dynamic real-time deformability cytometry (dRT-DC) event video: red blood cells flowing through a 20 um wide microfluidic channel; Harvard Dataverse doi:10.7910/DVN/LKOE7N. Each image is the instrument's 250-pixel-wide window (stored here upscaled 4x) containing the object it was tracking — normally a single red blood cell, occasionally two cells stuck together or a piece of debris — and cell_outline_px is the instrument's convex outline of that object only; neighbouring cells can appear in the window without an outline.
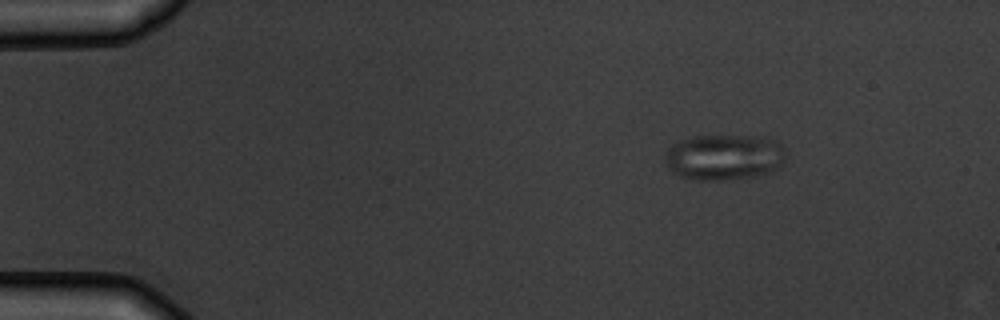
{"species": "common noctule bat (a hibernating species)", "species_latin": "Nyctalus noctula", "temperature_condition": "warm", "stored_images_in_passage": 6, "camera_frame_rate_fps": 3000, "um_per_image_px": 0.085, "animal": {"sex": "male", "body_mass_g": 19.5, "forearm_length_mm": 54.6}, "frame": {"image": 1, "passage_image": 6, "time_ms": 6.667, "image_size_px": [1000, 320], "cell_outline_px": [[788, 156], [784, 164], [780, 168], [764, 176], [732, 180], [696, 180], [680, 176], [672, 172], [668, 168], [664, 156], [668, 148], [672, 144], [680, 140], [696, 136], [752, 136], [772, 140], [780, 144], [784, 148]], "centroid_in_image_um": [61.6, 13.39], "position_along_channel_um": 23.4, "area_um2": 32.95}}